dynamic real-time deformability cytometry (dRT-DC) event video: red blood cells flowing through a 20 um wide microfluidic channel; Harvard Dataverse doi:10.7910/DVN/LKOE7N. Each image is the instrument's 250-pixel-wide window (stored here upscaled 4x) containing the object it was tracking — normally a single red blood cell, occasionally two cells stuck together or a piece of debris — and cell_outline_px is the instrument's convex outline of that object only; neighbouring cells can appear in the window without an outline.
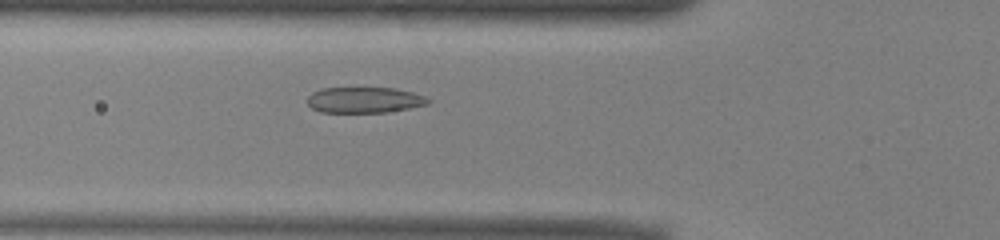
{"species": "common noctule bat (a hibernating species)", "species_latin": "Nyctalus noctula", "temperature_condition": "warm", "stored_images_in_passage": 33, "camera_frame_rate_fps": 3000, "um_per_image_px": 0.085, "animal": {"sex": "male", "body_mass_g": 13.0, "forearm_length_mm": 53.1}, "frame": {"image": 1, "passage_image": 9, "time_ms": 2.667, "image_size_px": [1000, 240], "cell_outline_px": [[432, 100], [428, 104], [388, 112], [320, 112], [312, 108], [308, 104], [308, 96], [312, 92], [320, 88], [396, 88], [412, 92], [424, 96]], "centroid_in_image_um": [30.97, 8.49], "position_along_channel_um": 94.8, "area_um2": 18.15}}
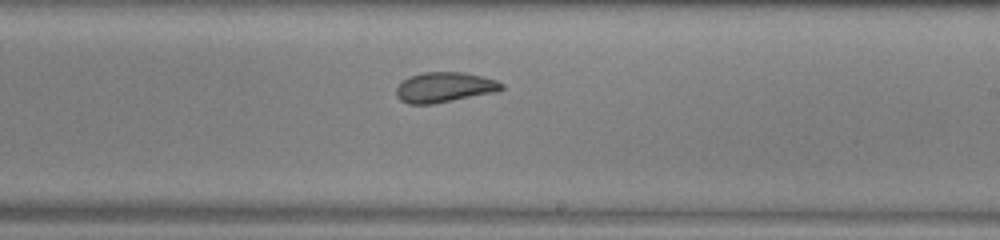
{"frame": {"image": 2, "passage_image": 21, "time_ms": 6.667, "image_size_px": [1000, 240], "cell_outline_px": [[504, 88], [496, 92], [432, 104], [408, 104], [400, 100], [396, 96], [396, 88], [408, 76], [424, 72], [464, 72], [484, 76], [496, 80], [504, 84]], "centroid_in_image_um": [37.79, 7.41], "position_along_channel_um": 251.2, "area_um2": 18.61}}
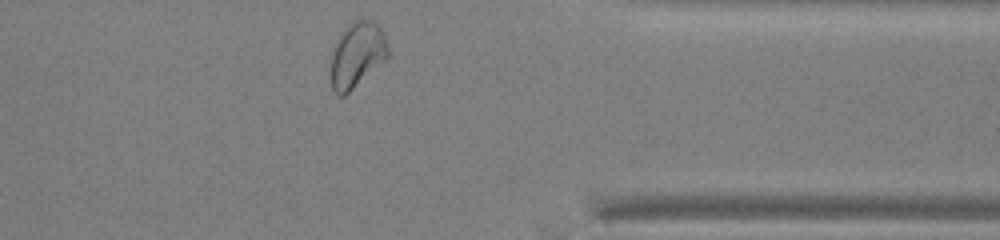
{"frame": {"image": 3, "passage_image": 32, "time_ms": 10.333, "image_size_px": [1000, 240], "cell_outline_px": [[388, 56], [384, 60], [344, 96], [336, 96], [332, 92], [332, 52], [336, 40], [340, 32], [352, 20], [372, 20], [384, 32], [388, 48]], "centroid_in_image_um": [30.32, 4.64], "position_along_channel_um": 381.1, "area_um2": 21.56}, "authors_computed_cell_mechanics": {"area_um2": 18.9584, "velocity_mm_per_s": 3.9092, "shape_relaxation_time_tau1_ms": 5.6107, "shape_relaxation_time_tau2_ms": 1.1034, "deformation_change_tau1": 0.1295, "deformation_change_tau2": 0.0467}}